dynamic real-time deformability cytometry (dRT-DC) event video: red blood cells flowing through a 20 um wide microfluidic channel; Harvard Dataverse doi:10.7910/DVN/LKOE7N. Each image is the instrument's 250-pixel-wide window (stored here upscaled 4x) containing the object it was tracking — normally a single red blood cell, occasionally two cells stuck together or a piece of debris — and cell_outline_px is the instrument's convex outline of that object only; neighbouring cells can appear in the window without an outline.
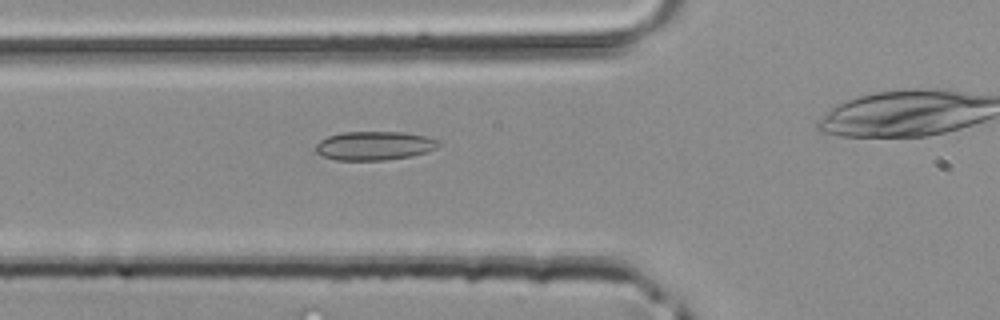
{"species": "common noctule bat (a hibernating species)", "species_latin": "Nyctalus noctula", "temperature_condition": "room temperature", "stored_images_in_passage": 32, "camera_frame_rate_fps": 3000, "um_per_image_px": 0.085, "animal": {"sex": "male", "body_mass_g": 20.4}, "frame": {"image": 1, "passage_image": 12, "time_ms": 3.667, "image_size_px": [1000, 320], "cell_outline_px": [[440, 144], [436, 148], [428, 152], [412, 156], [384, 160], [336, 160], [324, 156], [316, 152], [316, 144], [320, 140], [328, 136], [340, 132], [404, 132], [424, 136], [440, 140]], "centroid_in_image_um": [31.84, 12.38], "position_along_channel_um": 94.0, "area_um2": 20.69}}
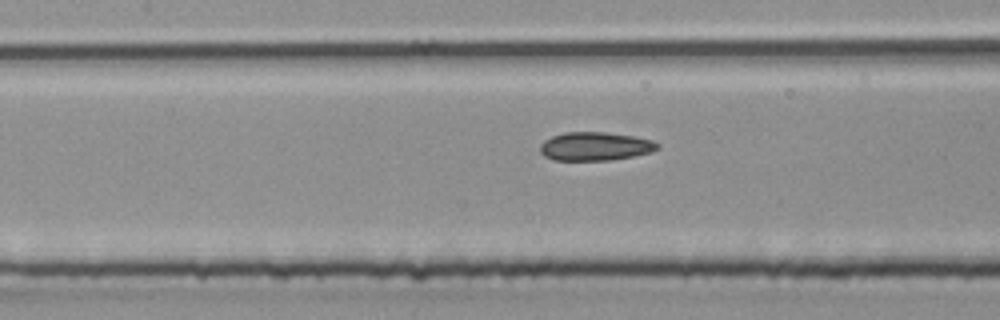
{"frame": {"image": 2, "passage_image": 16, "time_ms": 5.0, "image_size_px": [1000, 320], "cell_outline_px": [[660, 148], [652, 152], [612, 160], [556, 160], [544, 156], [540, 152], [540, 144], [544, 140], [552, 136], [564, 132], [604, 132], [632, 136], [652, 140], [660, 144]], "centroid_in_image_um": [50.59, 12.44], "position_along_channel_um": 156.8, "area_um2": 19.54}}
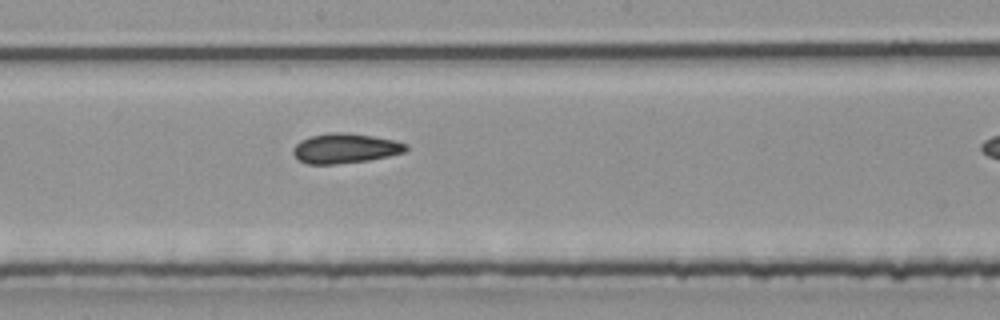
{"frame": {"image": 3, "passage_image": 20, "time_ms": 6.333, "image_size_px": [1000, 320], "cell_outline_px": [[408, 148], [404, 152], [388, 156], [368, 160], [336, 164], [308, 164], [300, 160], [292, 152], [292, 148], [300, 140], [312, 136], [332, 132], [344, 132], [372, 136], [396, 140], [408, 144]], "centroid_in_image_um": [29.35, 12.6], "position_along_channel_um": 218.8, "area_um2": 19.54}}